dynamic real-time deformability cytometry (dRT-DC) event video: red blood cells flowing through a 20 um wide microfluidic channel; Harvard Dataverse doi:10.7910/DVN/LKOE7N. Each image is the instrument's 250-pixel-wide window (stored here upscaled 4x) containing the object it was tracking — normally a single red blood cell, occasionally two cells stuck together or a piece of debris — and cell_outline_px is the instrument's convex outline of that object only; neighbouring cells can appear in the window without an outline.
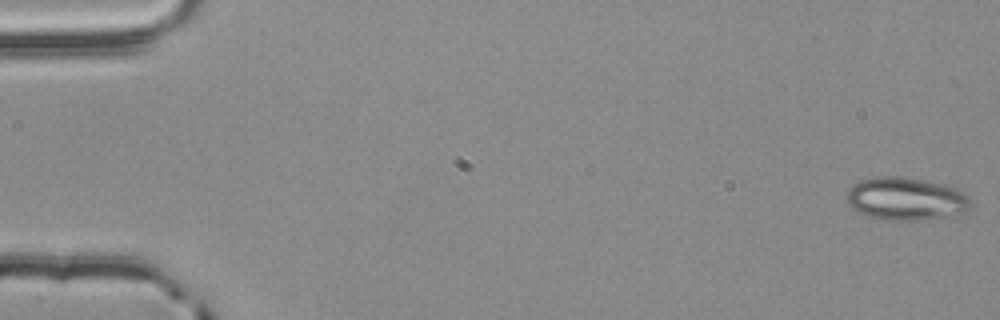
{"species": "common noctule bat (a hibernating species)", "species_latin": "Nyctalus noctula", "temperature_condition": "room temperature", "stored_images_in_passage": 52, "camera_frame_rate_fps": 3000, "um_per_image_px": 0.085, "animal": {"sex": "male", "body_mass_g": 20.4}, "frame": {"image": 1, "passage_image": 1, "time_ms": 0.0, "image_size_px": [1000, 320], "cell_outline_px": [[972, 204], [964, 212], [920, 220], [884, 220], [868, 216], [852, 208], [848, 204], [844, 196], [848, 188], [852, 184], [860, 180], [884, 176], [900, 176], [924, 180], [944, 184], [960, 188], [972, 200]], "centroid_in_image_um": [76.98, 16.88], "position_along_channel_um": 8.0, "area_um2": 31.21}}
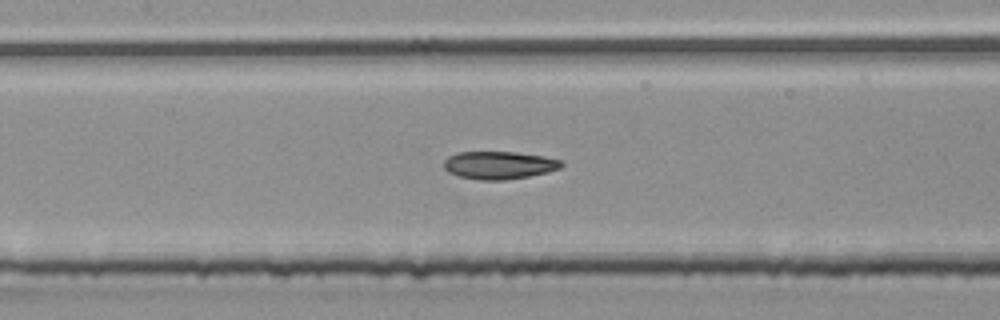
{"frame": {"image": 2, "passage_image": 26, "time_ms": 8.333, "image_size_px": [1000, 320], "cell_outline_px": [[564, 164], [560, 168], [548, 172], [528, 176], [504, 180], [480, 180], [460, 176], [448, 172], [444, 168], [444, 160], [448, 156], [456, 152], [516, 152], [544, 156], [560, 160]], "centroid_in_image_um": [42.41, 14.03], "position_along_channel_um": 165.0, "area_um2": 19.02}}
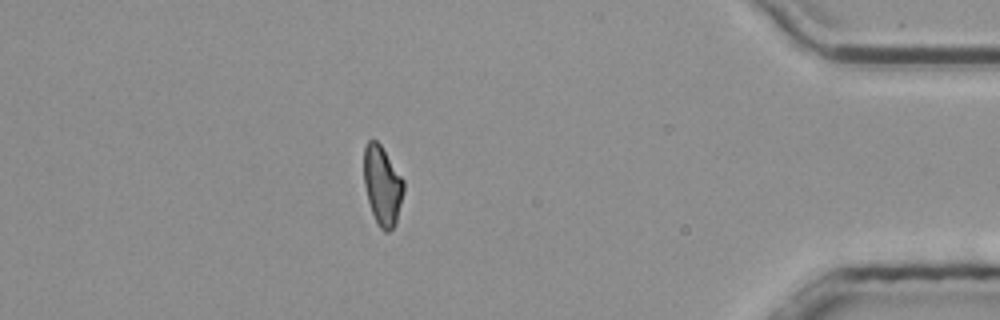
{"frame": {"image": 3, "passage_image": 48, "time_ms": 15.667, "image_size_px": [1000, 320], "cell_outline_px": [[404, 192], [396, 224], [388, 232], [384, 232], [380, 228], [372, 212], [368, 200], [364, 184], [364, 148], [368, 140], [376, 140], [380, 144], [404, 180]], "centroid_in_image_um": [32.51, 15.78], "position_along_channel_um": 402.7, "area_um2": 18.32}}